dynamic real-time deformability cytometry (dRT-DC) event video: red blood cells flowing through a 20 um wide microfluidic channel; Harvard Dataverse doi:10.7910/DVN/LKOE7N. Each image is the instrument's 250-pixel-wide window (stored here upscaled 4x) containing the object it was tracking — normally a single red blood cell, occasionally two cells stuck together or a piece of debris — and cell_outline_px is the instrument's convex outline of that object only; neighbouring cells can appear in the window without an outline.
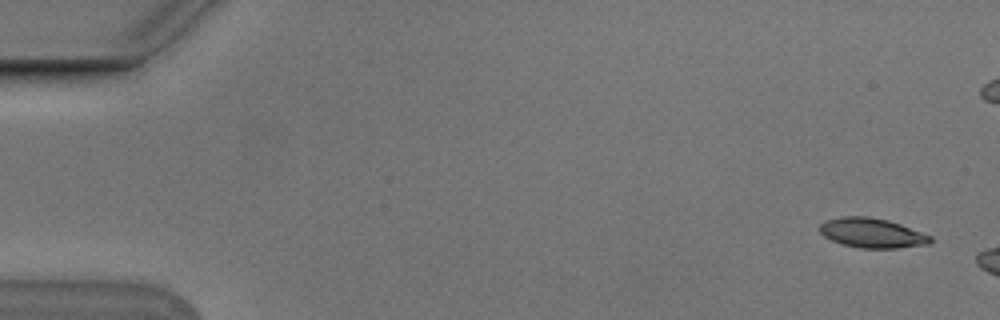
{"species": "Egyptian fruit bat (a non-hibernating species)", "species_latin": "Rousettus aegyptiacus", "temperature_condition": "cold", "stored_images_in_passage": 6, "camera_frame_rate_fps": 3000, "um_per_image_px": 0.085, "animal": {"sex": "male"}, "frame": {"image": 1, "passage_image": 1, "time_ms": 0.0, "image_size_px": [1000, 320], "cell_outline_px": [[932, 240], [928, 244], [896, 248], [860, 248], [844, 244], [832, 240], [824, 236], [820, 232], [820, 224], [824, 220], [840, 216], [868, 216], [888, 220], [900, 224], [932, 236]], "centroid_in_image_um": [74.1, 19.79], "position_along_channel_um": 10.9, "area_um2": 19.07}}